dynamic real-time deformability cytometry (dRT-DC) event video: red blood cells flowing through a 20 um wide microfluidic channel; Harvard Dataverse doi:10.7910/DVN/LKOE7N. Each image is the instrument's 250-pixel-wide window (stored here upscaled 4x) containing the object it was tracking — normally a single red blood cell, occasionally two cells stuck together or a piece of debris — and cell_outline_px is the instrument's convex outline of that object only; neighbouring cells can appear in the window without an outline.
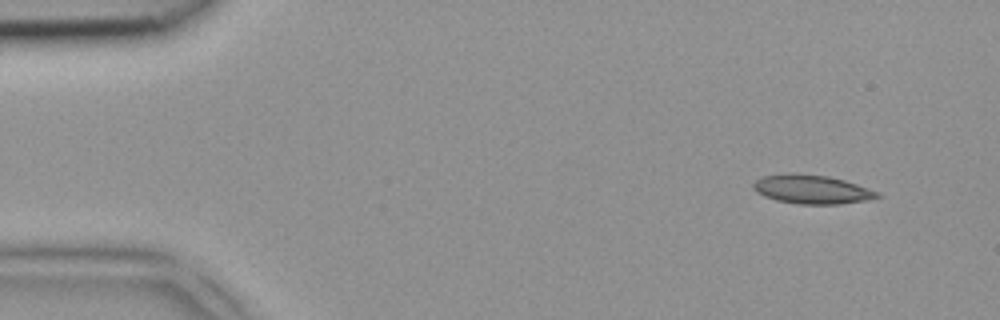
{"species": "common noctule bat (a hibernating species)", "species_latin": "Nyctalus noctula", "temperature_condition": "room temperature", "stored_images_in_passage": 6, "camera_frame_rate_fps": 3000, "um_per_image_px": 0.085, "animal": {"sex": "female", "body_mass_g": 18.4}, "frame": {"image": 1, "passage_image": 2, "time_ms": 0.333, "image_size_px": [1000, 320], "cell_outline_px": [[884, 196], [868, 200], [840, 204], [800, 204], [776, 200], [764, 196], [756, 192], [752, 188], [752, 184], [756, 180], [764, 176], [824, 176], [844, 180], [880, 192]], "centroid_in_image_um": [69.08, 16.15], "position_along_channel_um": 15.9, "area_um2": 20.06}}
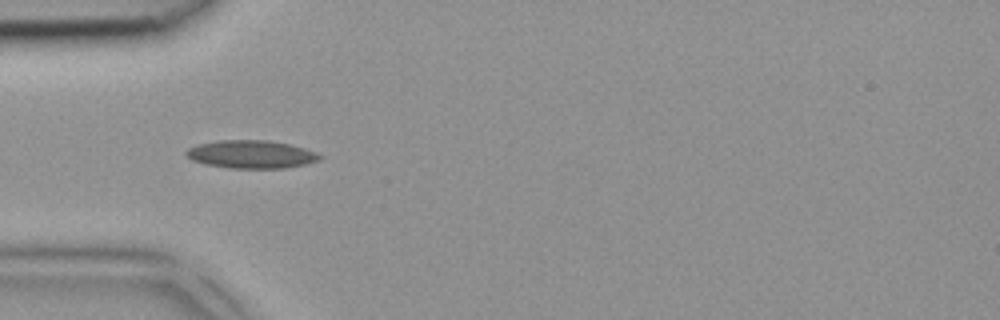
{"frame": {"image": 2, "passage_image": 4, "time_ms": 1.0, "image_size_px": [1000, 320], "cell_outline_px": [[324, 156], [320, 160], [304, 164], [284, 168], [228, 168], [204, 164], [192, 160], [184, 152], [188, 148], [196, 144], [220, 140], [268, 140], [292, 144], [316, 152]], "centroid_in_image_um": [21.36, 13.11], "position_along_channel_um": 63.6, "area_um2": 21.96}}